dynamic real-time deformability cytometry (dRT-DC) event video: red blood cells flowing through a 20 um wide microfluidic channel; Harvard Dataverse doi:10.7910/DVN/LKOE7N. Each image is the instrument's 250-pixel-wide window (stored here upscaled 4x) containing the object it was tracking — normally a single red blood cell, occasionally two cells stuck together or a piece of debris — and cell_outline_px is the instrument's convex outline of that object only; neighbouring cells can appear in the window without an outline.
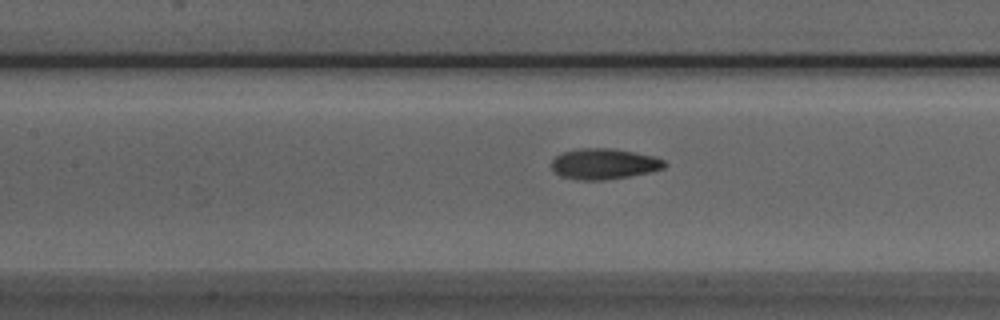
{"species": "Egyptian fruit bat (a non-hibernating species)", "species_latin": "Rousettus aegyptiacus", "temperature_condition": "room temperature", "stored_images_in_passage": 42, "camera_frame_rate_fps": 3000, "um_per_image_px": 0.085, "animal": {"sex": "male"}, "frame": {"image": 1, "passage_image": 20, "time_ms": 6.333, "image_size_px": [1000, 320], "cell_outline_px": [[668, 164], [664, 168], [652, 172], [604, 180], [576, 180], [560, 176], [552, 168], [552, 160], [556, 156], [564, 152], [580, 148], [612, 148], [652, 156], [664, 160]], "centroid_in_image_um": [51.35, 13.94], "position_along_channel_um": 156.1, "area_um2": 20.17}}
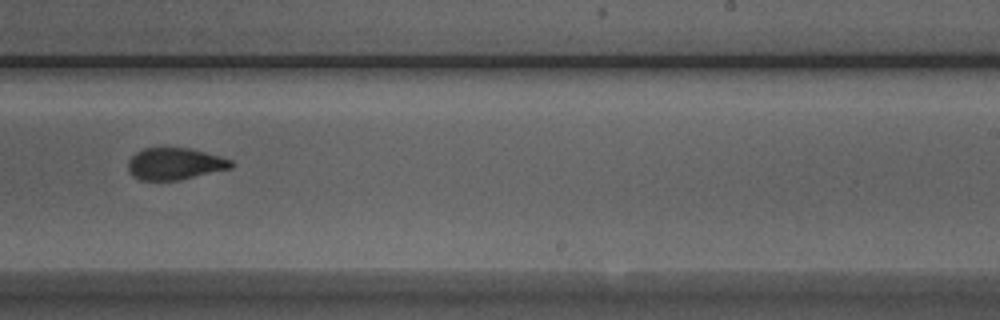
{"frame": {"image": 2, "passage_image": 29, "time_ms": 9.333, "image_size_px": [1000, 320], "cell_outline_px": [[236, 164], [232, 168], [180, 180], [140, 180], [132, 176], [128, 172], [128, 160], [136, 152], [144, 148], [192, 148], [220, 156], [232, 160]], "centroid_in_image_um": [14.88, 13.92], "position_along_channel_um": 274.1, "area_um2": 19.36}}
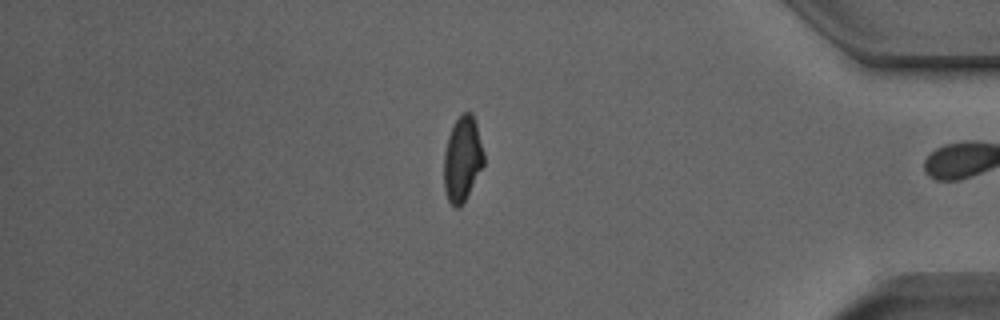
{"frame": {"image": 3, "passage_image": 41, "time_ms": 13.333, "image_size_px": [1000, 320], "cell_outline_px": [[484, 164], [460, 208], [452, 208], [444, 192], [444, 152], [448, 136], [456, 120], [464, 112], [472, 112], [476, 124], [484, 152]], "centroid_in_image_um": [39.29, 13.55], "position_along_channel_um": 395.9, "area_um2": 19.71}, "authors_computed_cell_mechanics": {"area_um2": 19.8254, "velocity_mm_per_s": 3.9545, "shape_relaxation_time_tau1_ms": 5.2636, "shape_relaxation_time_tau2_ms": 2.1399, "deformation_change_tau1": 0.1636, "deformation_change_tau2": 0.0821}}